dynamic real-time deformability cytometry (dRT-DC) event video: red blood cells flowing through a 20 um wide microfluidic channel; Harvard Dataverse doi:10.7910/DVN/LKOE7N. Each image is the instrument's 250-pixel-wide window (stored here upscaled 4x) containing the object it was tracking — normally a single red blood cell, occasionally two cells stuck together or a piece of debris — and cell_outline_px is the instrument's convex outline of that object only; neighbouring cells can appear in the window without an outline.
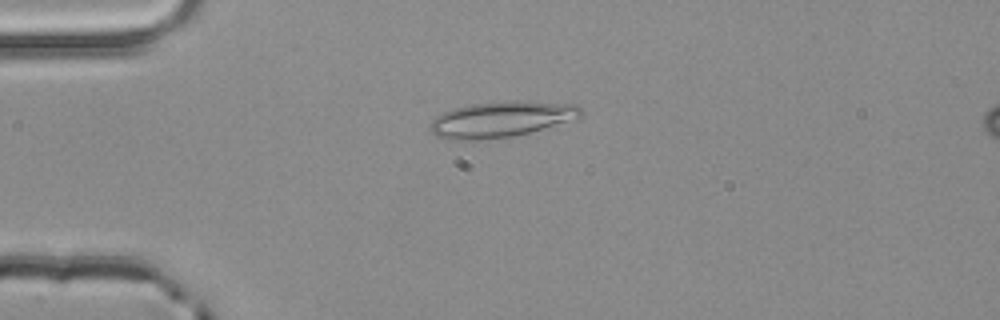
{"species": "common noctule bat (a hibernating species)", "species_latin": "Nyctalus noctula", "temperature_condition": "room temperature", "stored_images_in_passage": 2, "camera_frame_rate_fps": 3000, "um_per_image_px": 0.085, "animal": {"sex": "male", "body_mass_g": 20.4}, "frame": {"image": 1, "passage_image": 1, "time_ms": 0.0, "image_size_px": [1000, 320], "cell_outline_px": [[584, 112], [580, 116], [528, 132], [512, 136], [464, 140], [448, 140], [436, 136], [428, 128], [432, 120], [436, 116], [452, 108], [472, 104], [516, 100], [520, 100], [576, 104]], "centroid_in_image_um": [42.53, 10.12], "position_along_channel_um": 42.5, "area_um2": 30.92}}